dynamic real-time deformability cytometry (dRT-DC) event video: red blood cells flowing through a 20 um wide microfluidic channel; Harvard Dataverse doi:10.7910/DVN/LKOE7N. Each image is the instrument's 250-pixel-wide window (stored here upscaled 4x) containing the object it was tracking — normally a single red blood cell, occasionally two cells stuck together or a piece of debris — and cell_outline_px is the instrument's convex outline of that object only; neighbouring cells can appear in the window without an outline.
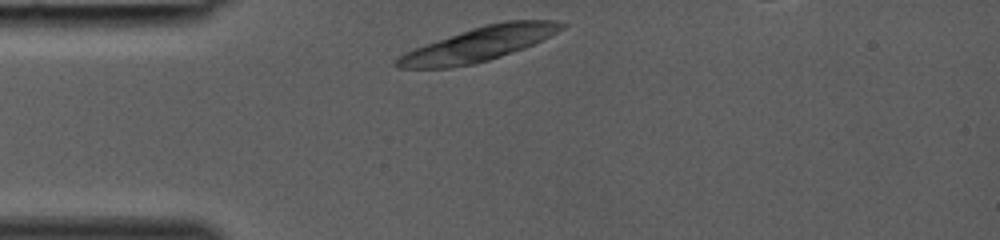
{"species": "common noctule bat (a hibernating species)", "species_latin": "Nyctalus noctula", "temperature_condition": "room temperature", "stored_images_in_passage": 26, "camera_frame_rate_fps": 3000, "um_per_image_px": 0.085, "animal": {"sex": "female", "body_mass_g": 19.0, "forearm_length_mm": 53.3}, "frame": {"image": 1, "passage_image": 1, "time_ms": 0.0, "image_size_px": [1000, 240], "cell_outline_px": [[568, 24], [564, 28], [524, 48], [488, 60], [472, 64], [448, 68], [396, 68], [392, 64], [400, 56], [424, 44], [484, 24], [508, 20], [556, 20]], "centroid_in_image_um": [40.7, 3.74], "position_along_channel_um": 44.3, "area_um2": 32.31}}